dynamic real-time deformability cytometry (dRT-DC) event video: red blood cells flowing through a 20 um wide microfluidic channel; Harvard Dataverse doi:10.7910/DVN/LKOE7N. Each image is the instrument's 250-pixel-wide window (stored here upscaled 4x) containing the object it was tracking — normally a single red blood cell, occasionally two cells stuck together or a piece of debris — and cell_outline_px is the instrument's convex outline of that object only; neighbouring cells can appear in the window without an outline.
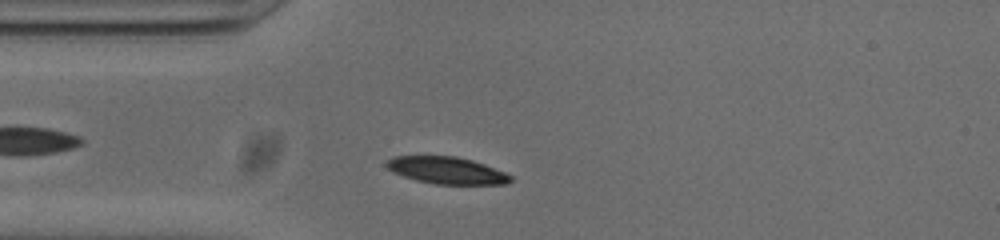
{"species": "common noctule bat (a hibernating species)", "species_latin": "Nyctalus noctula", "temperature_condition": "cold", "stored_images_in_passage": 41, "camera_frame_rate_fps": 3000, "um_per_image_px": 0.085, "animal": {"sex": "male", "body_mass_g": 20.0, "forearm_length_mm": 53.3}, "frame": {"image": 1, "passage_image": 5, "time_ms": 1.333, "image_size_px": [1000, 240], "cell_outline_px": [[512, 180], [504, 184], [436, 184], [416, 180], [392, 172], [384, 164], [392, 156], [456, 156], [472, 160], [484, 164], [504, 172], [512, 176]], "centroid_in_image_um": [37.95, 14.48], "position_along_channel_um": 47.1, "area_um2": 19.42}}
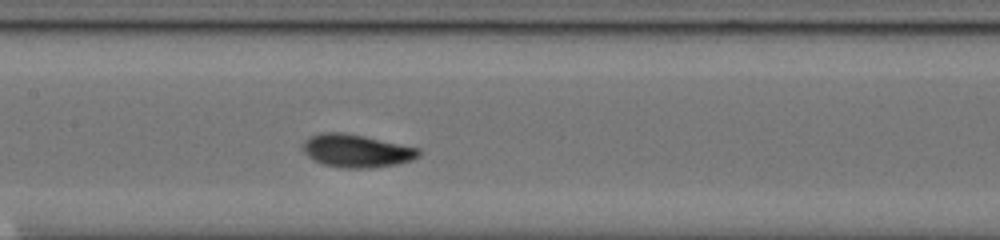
{"frame": {"image": 2, "passage_image": 16, "time_ms": 5.0, "image_size_px": [1000, 240], "cell_outline_px": [[420, 156], [412, 160], [396, 164], [372, 168], [340, 168], [324, 164], [312, 160], [304, 152], [304, 140], [312, 136], [324, 132], [344, 132], [364, 136], [420, 148]], "centroid_in_image_um": [30.32, 12.83], "position_along_channel_um": 177.1, "area_um2": 22.25}}
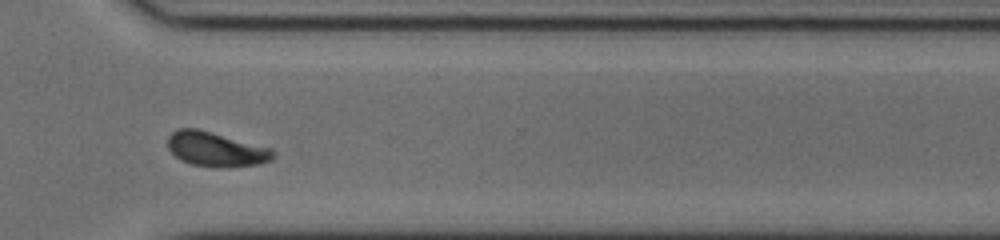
{"frame": {"image": 3, "passage_image": 30, "time_ms": 9.667, "image_size_px": [1000, 240], "cell_outline_px": [[272, 160], [260, 164], [192, 164], [180, 160], [168, 148], [168, 136], [172, 132], [180, 128], [196, 128], [272, 148]], "centroid_in_image_um": [18.3, 12.62], "position_along_channel_um": 352.3, "area_um2": 20.06}, "authors_computed_cell_mechanics": {"area_um2": 20.6346, "velocity_mm_per_s": 3.7568, "shape_relaxation_time_tau1_ms": 1.7058, "shape_relaxation_time_tau2_ms": 3.8248, "deformation_change_tau1": 0.098, "deformation_change_tau2": 0.0566}}